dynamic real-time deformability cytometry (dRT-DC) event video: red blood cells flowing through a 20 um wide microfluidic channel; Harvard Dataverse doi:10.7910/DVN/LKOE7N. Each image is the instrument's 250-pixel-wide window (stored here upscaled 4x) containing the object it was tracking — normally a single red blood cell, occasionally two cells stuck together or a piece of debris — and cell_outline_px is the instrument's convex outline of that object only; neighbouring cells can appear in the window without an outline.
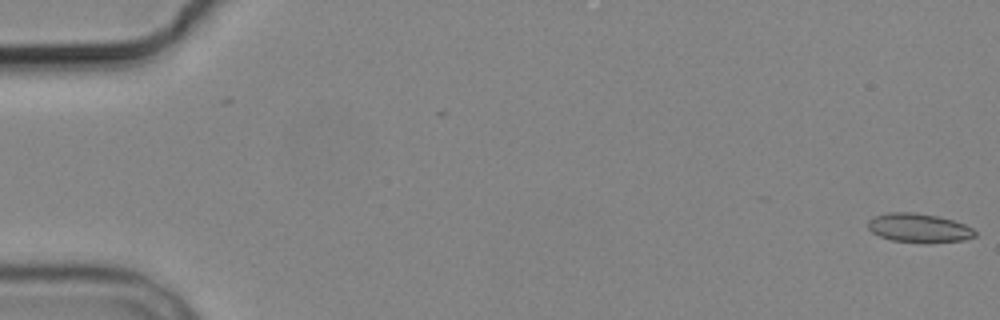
{"species": "common noctule bat (a hibernating species)", "species_latin": "Nyctalus noctula", "temperature_condition": "cold", "stored_images_in_passage": 10, "camera_frame_rate_fps": 3000, "um_per_image_px": 0.085, "animal": {"sex": "male", "body_mass_g": 19.2, "forearm_length_mm": 51.8}, "frame": {"image": 1, "passage_image": 1, "time_ms": 0.0, "image_size_px": [1000, 320], "cell_outline_px": [[976, 236], [964, 240], [924, 244], [892, 240], [880, 236], [872, 232], [868, 228], [868, 220], [872, 216], [888, 212], [912, 212], [940, 216], [964, 224], [972, 228], [976, 232]], "centroid_in_image_um": [78.1, 19.38], "position_along_channel_um": 6.9, "area_um2": 18.38}}
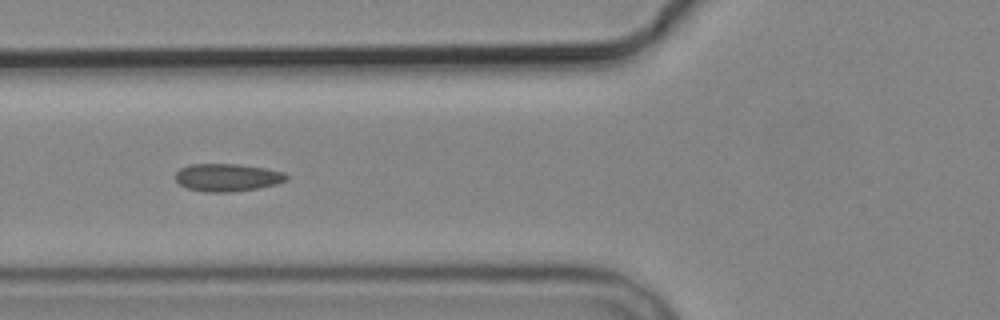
{"frame": {"image": 2, "passage_image": 7, "time_ms": 7.0, "image_size_px": [1000, 320], "cell_outline_px": [[288, 180], [276, 184], [260, 188], [232, 192], [204, 192], [188, 188], [180, 184], [176, 180], [176, 172], [180, 168], [188, 164], [240, 164], [264, 168], [284, 172], [288, 176]], "centroid_in_image_um": [19.33, 15.08], "position_along_channel_um": 106.5, "area_um2": 18.03}}
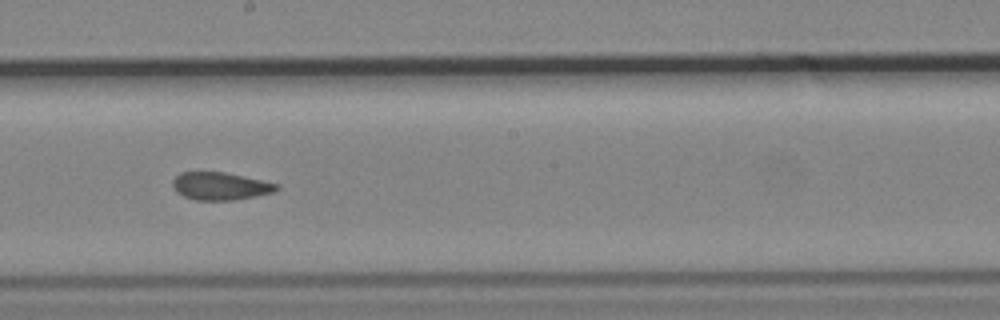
{"frame": {"image": 3, "passage_image": 10, "time_ms": 10.333, "image_size_px": [1000, 320], "cell_outline_px": [[280, 188], [276, 192], [256, 196], [232, 200], [196, 200], [184, 196], [176, 192], [172, 184], [172, 180], [180, 172], [224, 172], [280, 184]], "centroid_in_image_um": [18.75, 15.82], "position_along_channel_um": 229.5, "area_um2": 16.82}}